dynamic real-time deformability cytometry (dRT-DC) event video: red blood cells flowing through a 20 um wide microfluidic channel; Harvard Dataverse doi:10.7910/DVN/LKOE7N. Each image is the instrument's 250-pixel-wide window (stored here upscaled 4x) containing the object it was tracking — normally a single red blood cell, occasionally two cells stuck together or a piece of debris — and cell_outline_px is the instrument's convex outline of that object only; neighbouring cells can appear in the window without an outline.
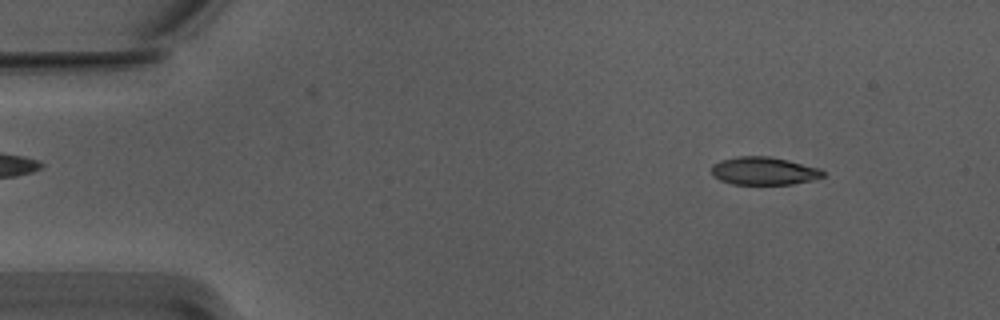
{"species": "Egyptian fruit bat (a non-hibernating species)", "species_latin": "Rousettus aegyptiacus", "temperature_condition": "warm", "stored_images_in_passage": 11, "camera_frame_rate_fps": 3000, "um_per_image_px": 0.085, "animal": {"sex": "male"}, "frame": {"image": 1, "passage_image": 1, "time_ms": 0.0, "image_size_px": [1000, 320], "cell_outline_px": [[824, 176], [812, 180], [792, 184], [732, 184], [720, 180], [712, 176], [712, 164], [724, 160], [740, 156], [768, 156], [788, 160], [820, 168], [824, 172]], "centroid_in_image_um": [64.93, 14.53], "position_along_channel_um": 20.1, "area_um2": 18.03}}
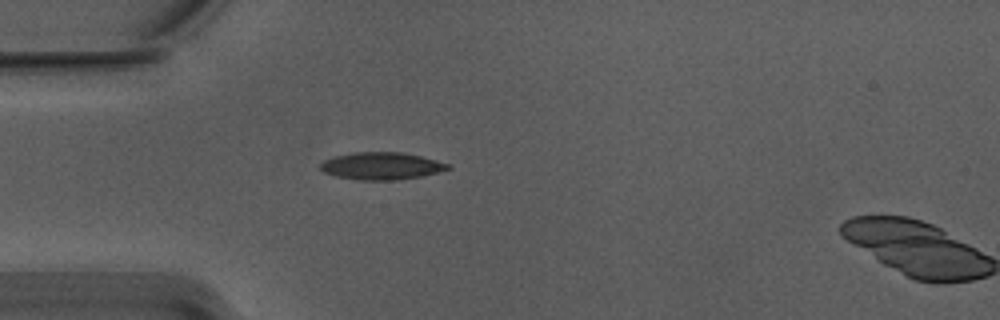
{"frame": {"image": 2, "passage_image": 10, "time_ms": 3.0, "image_size_px": [1000, 320], "cell_outline_px": [[452, 168], [420, 176], [396, 180], [360, 180], [336, 176], [324, 172], [320, 168], [320, 164], [324, 160], [332, 156], [352, 152], [400, 152], [420, 156], [448, 164]], "centroid_in_image_um": [32.36, 14.1], "position_along_channel_um": 52.6, "area_um2": 20.11}}